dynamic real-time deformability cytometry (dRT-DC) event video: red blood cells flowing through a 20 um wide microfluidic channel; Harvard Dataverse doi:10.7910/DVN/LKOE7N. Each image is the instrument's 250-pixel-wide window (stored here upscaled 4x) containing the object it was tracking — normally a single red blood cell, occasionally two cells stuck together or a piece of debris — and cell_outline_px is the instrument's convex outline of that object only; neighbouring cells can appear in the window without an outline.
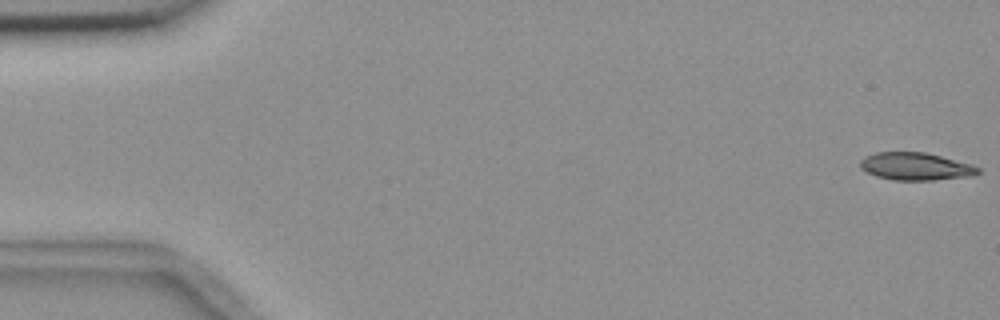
{"species": "common noctule bat (a hibernating species)", "species_latin": "Nyctalus noctula", "temperature_condition": "room temperature", "stored_images_in_passage": 56, "camera_frame_rate_fps": 3000, "um_per_image_px": 0.085, "animal": {"sex": "female", "body_mass_g": 18.4}, "frame": {"image": 1, "passage_image": 1, "time_ms": 0.0, "image_size_px": [1000, 320], "cell_outline_px": [[980, 172], [976, 176], [932, 180], [892, 180], [876, 176], [860, 168], [860, 160], [864, 156], [876, 152], [924, 152], [972, 164], [980, 168]], "centroid_in_image_um": [77.85, 14.15], "position_along_channel_um": 7.2, "area_um2": 19.07}}
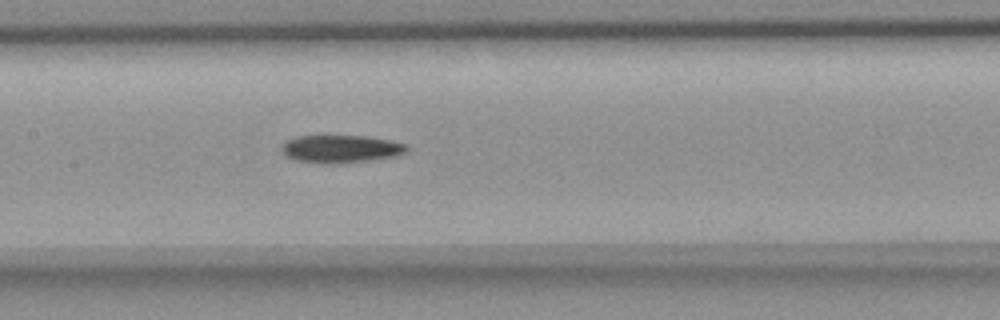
{"frame": {"image": 2, "passage_image": 27, "time_ms": 8.667, "image_size_px": [1000, 320], "cell_outline_px": [[408, 152], [396, 156], [368, 160], [336, 164], [320, 164], [296, 160], [284, 156], [280, 148], [284, 140], [296, 136], [324, 132], [328, 132], [368, 136], [392, 140], [408, 144]], "centroid_in_image_um": [28.91, 12.59], "position_along_channel_um": 178.5, "area_um2": 21.79}}
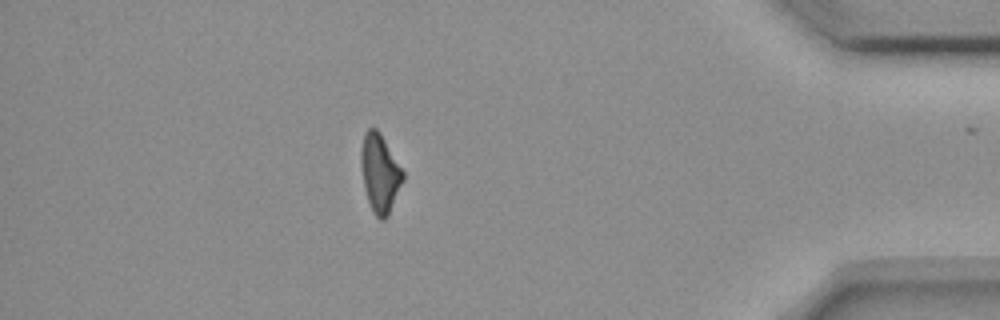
{"frame": {"image": 3, "passage_image": 49, "time_ms": 16.0, "image_size_px": [1000, 320], "cell_outline_px": [[404, 180], [388, 216], [384, 220], [380, 220], [372, 212], [364, 188], [360, 164], [360, 152], [364, 132], [368, 128], [376, 128], [380, 132], [404, 172]], "centroid_in_image_um": [32.28, 14.72], "position_along_channel_um": 402.9, "area_um2": 19.31}}